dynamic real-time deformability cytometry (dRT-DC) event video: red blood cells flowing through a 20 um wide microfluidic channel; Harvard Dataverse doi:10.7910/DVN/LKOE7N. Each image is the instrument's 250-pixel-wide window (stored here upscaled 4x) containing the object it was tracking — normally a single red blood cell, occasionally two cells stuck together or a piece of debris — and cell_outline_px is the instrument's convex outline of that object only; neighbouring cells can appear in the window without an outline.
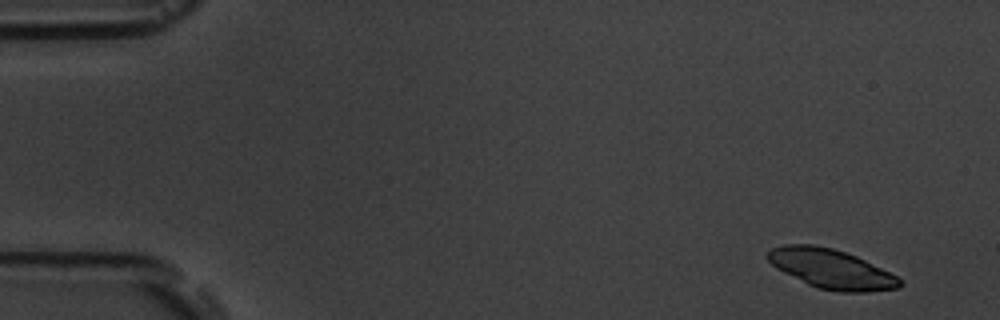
{"species": "common noctule bat (a hibernating species)", "species_latin": "Nyctalus noctula", "temperature_condition": "room temperature", "stored_images_in_passage": 6, "camera_frame_rate_fps": 3000, "um_per_image_px": 0.085, "animal": {"sex": "male", "body_mass_g": 19.5, "forearm_length_mm": 54.6}, "frame": {"image": 1, "passage_image": 1, "time_ms": 0.0, "image_size_px": [1000, 320], "cell_outline_px": [[900, 288], [864, 292], [840, 292], [816, 288], [776, 268], [764, 256], [772, 248], [784, 244], [812, 244], [832, 248], [856, 256], [896, 276], [900, 280]], "centroid_in_image_um": [70.6, 22.85], "position_along_channel_um": 14.4, "area_um2": 30.0}}